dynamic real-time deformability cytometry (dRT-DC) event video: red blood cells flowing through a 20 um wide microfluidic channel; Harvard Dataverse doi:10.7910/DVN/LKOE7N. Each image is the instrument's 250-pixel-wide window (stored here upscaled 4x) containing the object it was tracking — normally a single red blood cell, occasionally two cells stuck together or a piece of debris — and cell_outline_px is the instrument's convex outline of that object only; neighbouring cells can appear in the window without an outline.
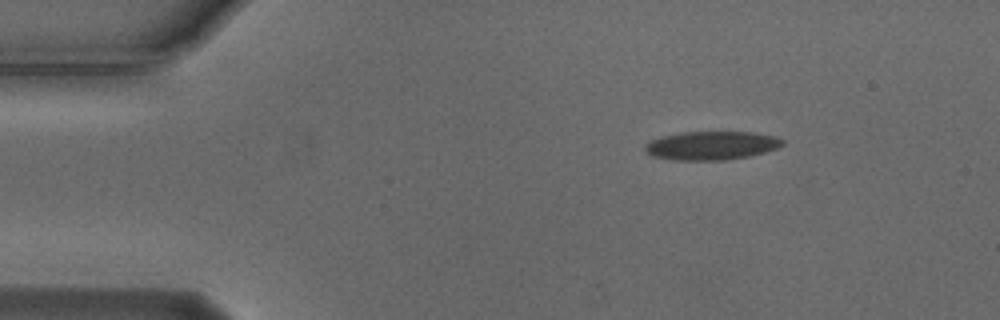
{"species": "Egyptian fruit bat (a non-hibernating species)", "species_latin": "Rousettus aegyptiacus", "temperature_condition": "cold", "stored_images_in_passage": 48, "camera_frame_rate_fps": 3000, "um_per_image_px": 0.085, "animal": {"sex": "male"}, "frame": {"image": 1, "passage_image": 1, "time_ms": 0.0, "image_size_px": [1000, 320], "cell_outline_px": [[784, 144], [776, 148], [764, 152], [748, 156], [728, 160], [672, 160], [652, 156], [644, 148], [652, 140], [664, 136], [684, 132], [748, 132], [772, 136], [784, 140]], "centroid_in_image_um": [60.48, 12.38], "position_along_channel_um": 24.5, "area_um2": 22.54}}
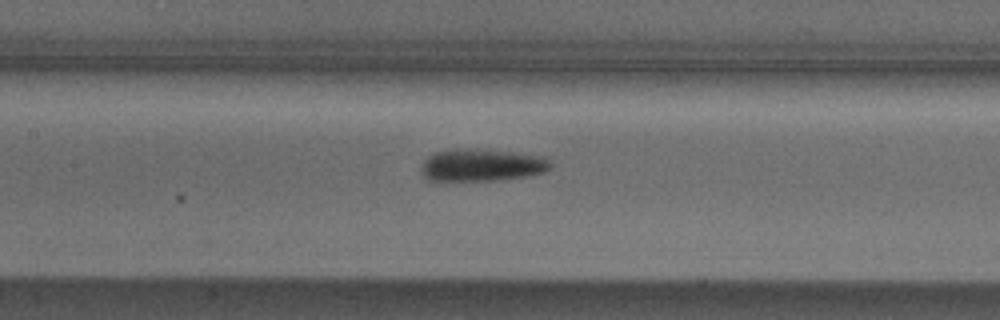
{"frame": {"image": 2, "passage_image": 18, "time_ms": 5.667, "image_size_px": [1000, 320], "cell_outline_px": [[552, 164], [544, 172], [528, 176], [500, 180], [428, 180], [424, 176], [420, 168], [424, 160], [432, 152], [460, 148], [468, 148], [512, 152], [544, 156]], "centroid_in_image_um": [40.93, 14.02], "position_along_channel_um": 166.5, "area_um2": 24.39}}
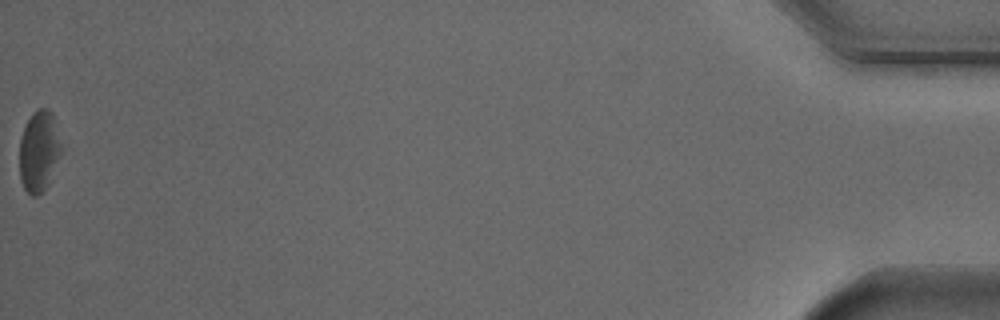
{"frame": {"image": 3, "passage_image": 48, "time_ms": 15.667, "image_size_px": [1000, 320], "cell_outline_px": [[60, 152], [48, 184], [44, 192], [36, 196], [32, 196], [24, 188], [20, 180], [20, 136], [24, 124], [32, 112], [36, 108], [48, 108], [52, 112], [60, 144]], "centroid_in_image_um": [3.27, 12.83], "position_along_channel_um": 431.9, "area_um2": 19.59}, "authors_computed_cell_mechanics": {"area_um2": 22.6865, "velocity_mm_per_s": 3.697, "shape_relaxation_time_tau1_ms": 5.4129, "shape_relaxation_time_tau2_ms": null, "deformation_change_tau1": 0.1247, "deformation_change_tau2": null}}